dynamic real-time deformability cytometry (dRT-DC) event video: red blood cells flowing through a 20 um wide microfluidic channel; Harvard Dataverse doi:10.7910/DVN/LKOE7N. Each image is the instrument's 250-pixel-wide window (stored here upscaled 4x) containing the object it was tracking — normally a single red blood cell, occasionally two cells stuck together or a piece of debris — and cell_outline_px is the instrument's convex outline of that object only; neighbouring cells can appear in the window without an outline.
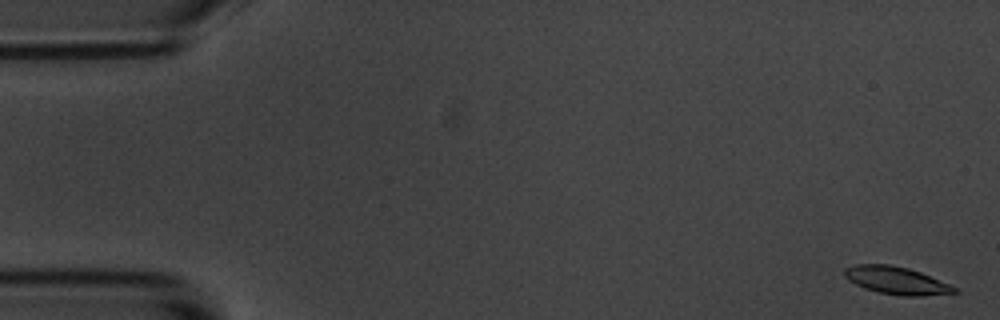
{"species": "common noctule bat (a hibernating species)", "species_latin": "Nyctalus noctula", "temperature_condition": "room temperature", "stored_images_in_passage": 5, "camera_frame_rate_fps": 3000, "um_per_image_px": 0.085, "animal": {"sex": "male", "body_mass_g": 20.1, "forearm_length_mm": 53.5}, "frame": {"image": 1, "passage_image": 1, "time_ms": 0.0, "image_size_px": [1000, 320], "cell_outline_px": [[960, 292], [920, 296], [900, 296], [880, 292], [864, 288], [848, 280], [844, 276], [844, 268], [856, 264], [888, 264], [908, 268], [920, 272], [948, 284], [956, 288]], "centroid_in_image_um": [76.16, 23.84], "position_along_channel_um": 8.8, "area_um2": 17.51}}